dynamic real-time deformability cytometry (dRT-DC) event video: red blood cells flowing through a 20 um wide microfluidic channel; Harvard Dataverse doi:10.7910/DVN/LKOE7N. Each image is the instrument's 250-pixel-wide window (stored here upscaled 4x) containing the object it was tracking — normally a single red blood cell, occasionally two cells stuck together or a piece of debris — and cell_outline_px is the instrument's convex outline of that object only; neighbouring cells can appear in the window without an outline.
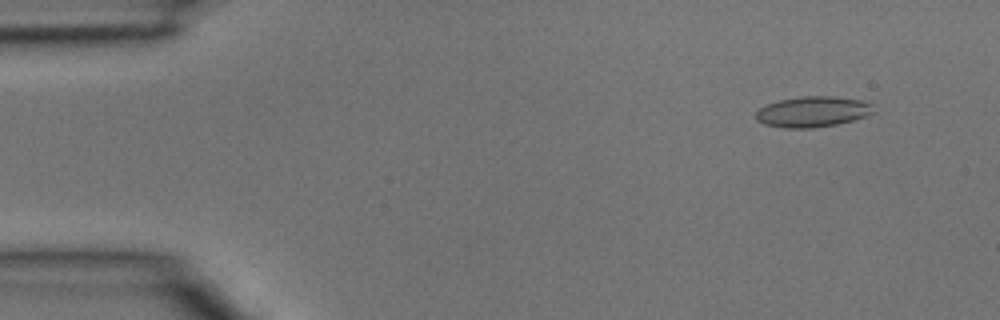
{"species": "common noctule bat (a hibernating species)", "species_latin": "Nyctalus noctula", "temperature_condition": "room temperature", "stored_images_in_passage": 41, "camera_frame_rate_fps": 3000, "um_per_image_px": 0.085, "animal": {"sex": "male", "body_mass_g": 15.6}, "frame": {"image": 1, "passage_image": 1, "time_ms": 0.0, "image_size_px": [1000, 320], "cell_outline_px": [[876, 112], [868, 116], [836, 124], [812, 128], [784, 128], [764, 124], [756, 120], [756, 112], [760, 108], [768, 104], [780, 100], [800, 96], [832, 96], [860, 100], [872, 104]], "centroid_in_image_um": [69.1, 9.5], "position_along_channel_um": 15.9, "area_um2": 21.04}}
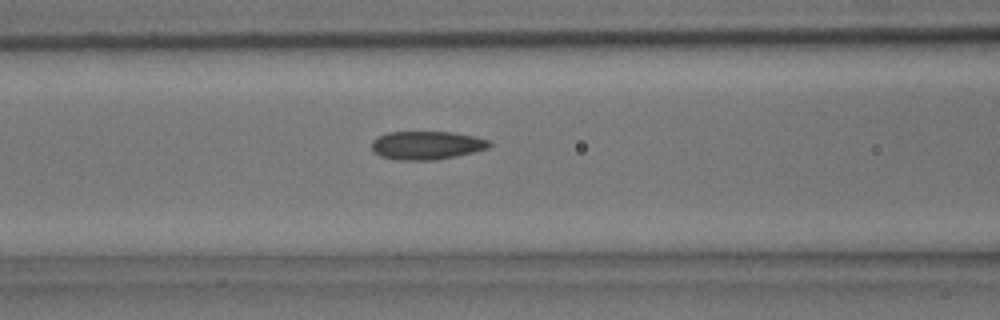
{"frame": {"image": 2, "passage_image": 15, "time_ms": 4.667, "image_size_px": [1000, 320], "cell_outline_px": [[492, 144], [488, 148], [456, 156], [436, 160], [396, 160], [380, 156], [372, 152], [372, 140], [376, 136], [388, 132], [452, 132], [476, 136], [488, 140]], "centroid_in_image_um": [36.23, 12.35], "position_along_channel_um": 130.4, "area_um2": 19.65}}
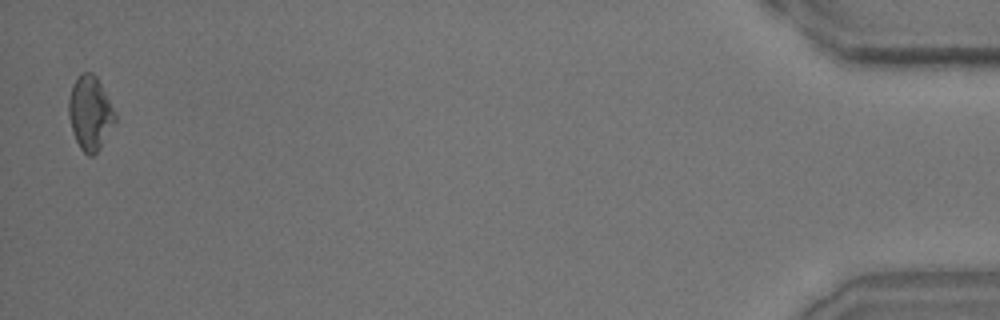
{"frame": {"image": 3, "passage_image": 41, "time_ms": 13.333, "image_size_px": [1000, 320], "cell_outline_px": [[116, 120], [100, 148], [92, 156], [88, 156], [80, 148], [76, 140], [68, 116], [68, 100], [72, 84], [80, 72], [92, 72], [96, 76], [116, 116]], "centroid_in_image_um": [7.62, 9.6], "position_along_channel_um": 427.6, "area_um2": 19.71}}